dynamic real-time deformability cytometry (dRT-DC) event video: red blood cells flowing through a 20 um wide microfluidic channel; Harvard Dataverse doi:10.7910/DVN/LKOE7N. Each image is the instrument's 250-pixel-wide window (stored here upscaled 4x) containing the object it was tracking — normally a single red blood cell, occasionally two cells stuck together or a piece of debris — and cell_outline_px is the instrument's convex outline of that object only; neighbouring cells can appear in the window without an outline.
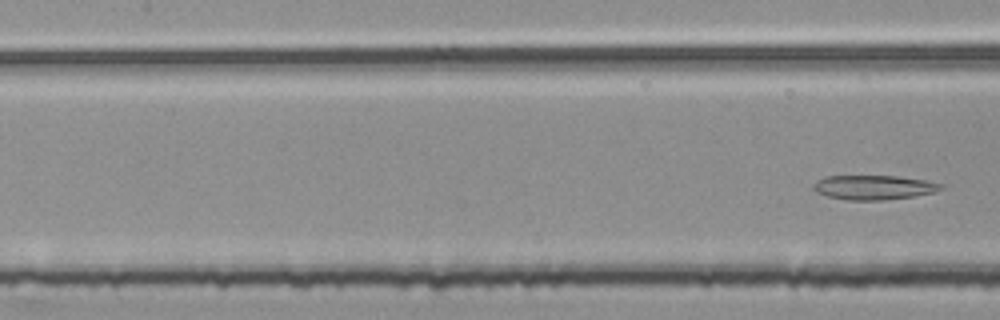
{"species": "common noctule bat (a hibernating species)", "species_latin": "Nyctalus noctula", "temperature_condition": "room temperature", "stored_images_in_passage": 4, "segment_of_instrument_passage": [2, 2], "camera_frame_rate_fps": 3000, "um_per_image_px": 0.085, "animal": {"sex": "female", "body_mass_g": 25.1}, "frame": {"image": 1, "passage_image": 4, "time_ms": 1.0, "image_size_px": [1000, 320], "cell_outline_px": [[944, 188], [932, 192], [912, 196], [884, 200], [848, 200], [828, 196], [816, 192], [812, 188], [812, 184], [816, 180], [824, 176], [900, 176], [924, 180], [944, 184]], "centroid_in_image_um": [74.23, 15.92], "position_along_channel_um": 133.2, "area_um2": 18.15}}